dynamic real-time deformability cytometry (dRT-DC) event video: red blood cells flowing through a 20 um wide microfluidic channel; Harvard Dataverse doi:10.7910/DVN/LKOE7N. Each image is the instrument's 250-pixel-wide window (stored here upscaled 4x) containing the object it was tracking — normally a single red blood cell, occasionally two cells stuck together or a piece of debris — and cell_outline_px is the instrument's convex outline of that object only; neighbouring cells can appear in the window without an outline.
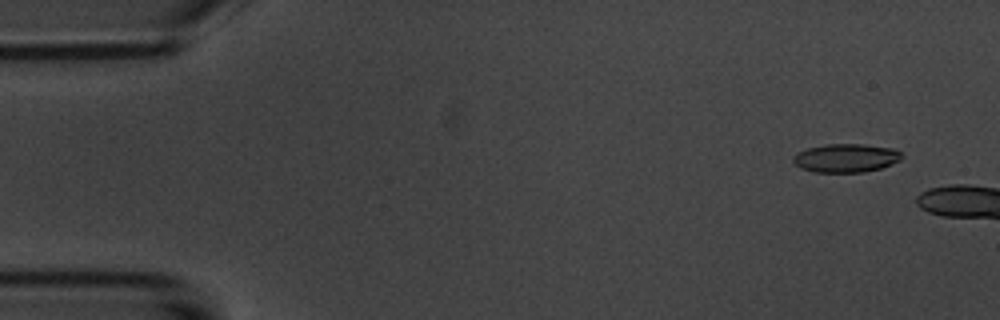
{"species": "common noctule bat (a hibernating species)", "species_latin": "Nyctalus noctula", "temperature_condition": "room temperature", "stored_images_in_passage": 5, "camera_frame_rate_fps": 3000, "um_per_image_px": 0.085, "animal": {"sex": "male", "body_mass_g": 20.1, "forearm_length_mm": 53.5}, "frame": {"image": 1, "passage_image": 2, "time_ms": 1.0, "image_size_px": [1000, 320], "cell_outline_px": [[900, 160], [880, 168], [864, 172], [816, 172], [800, 168], [792, 160], [792, 156], [808, 148], [824, 144], [864, 144], [892, 148], [900, 152]], "centroid_in_image_um": [71.87, 13.43], "position_along_channel_um": 13.1, "area_um2": 17.86}}